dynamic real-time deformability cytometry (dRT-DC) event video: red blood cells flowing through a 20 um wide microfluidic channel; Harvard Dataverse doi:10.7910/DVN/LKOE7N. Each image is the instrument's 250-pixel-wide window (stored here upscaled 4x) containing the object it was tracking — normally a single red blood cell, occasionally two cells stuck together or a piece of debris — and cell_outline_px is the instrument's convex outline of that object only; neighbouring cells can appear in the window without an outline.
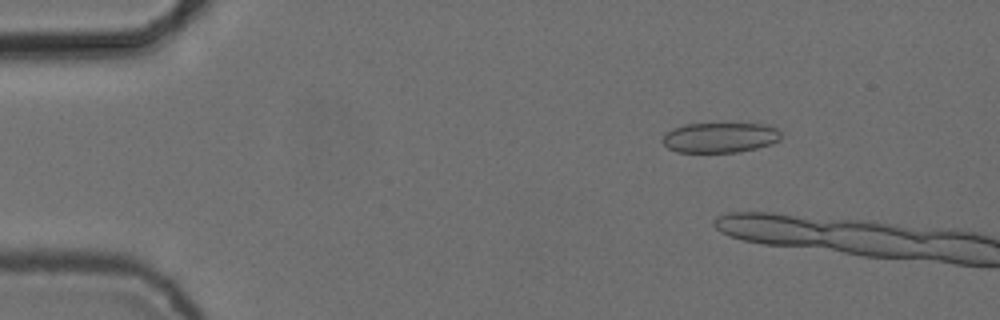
{"species": "common noctule bat (a hibernating species)", "species_latin": "Nyctalus noctula", "temperature_condition": "cold", "stored_images_in_passage": 9, "camera_frame_rate_fps": 3000, "um_per_image_px": 0.085, "animal": {"sex": "female", "body_mass_g": 24.6, "forearm_length_mm": 56.2}, "frame": {"image": 1, "passage_image": 2, "time_ms": 0.333, "image_size_px": [1000, 320], "cell_outline_px": [[780, 140], [772, 144], [740, 152], [676, 152], [668, 148], [660, 140], [664, 132], [672, 128], [684, 124], [764, 124], [776, 128], [780, 132]], "centroid_in_image_um": [61.15, 11.69], "position_along_channel_um": 23.8, "area_um2": 20.98}}
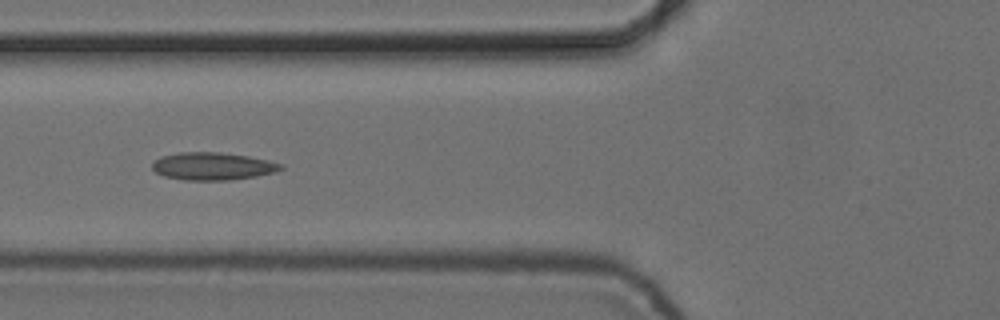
{"frame": {"image": 2, "passage_image": 8, "time_ms": 2.333, "image_size_px": [1000, 320], "cell_outline_px": [[284, 168], [276, 172], [256, 176], [228, 180], [184, 180], [164, 176], [156, 172], [152, 168], [152, 164], [160, 156], [180, 152], [220, 152], [248, 156], [268, 160], [280, 164]], "centroid_in_image_um": [18.07, 14.12], "position_along_channel_um": 107.7, "area_um2": 20.63}}
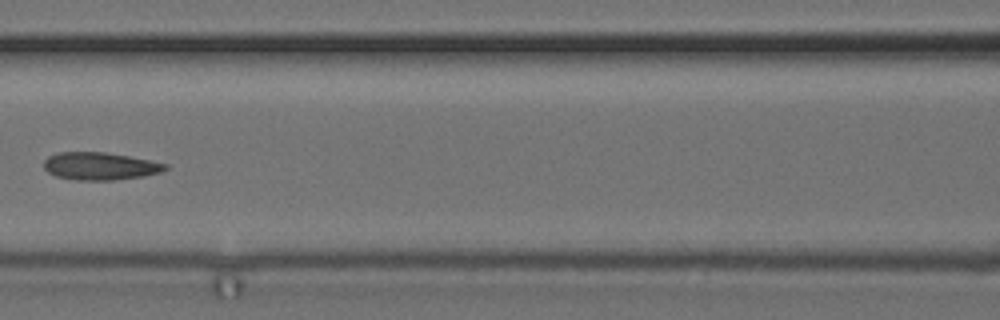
{"frame": {"image": 3, "passage_image": 9, "time_ms": 2.667, "image_size_px": [1000, 320], "cell_outline_px": [[168, 168], [160, 172], [144, 176], [112, 180], [80, 180], [56, 176], [48, 172], [44, 168], [44, 160], [48, 156], [56, 152], [104, 152], [128, 156], [168, 164]], "centroid_in_image_um": [8.48, 14.11], "position_along_channel_um": 158.1, "area_um2": 19.42}}